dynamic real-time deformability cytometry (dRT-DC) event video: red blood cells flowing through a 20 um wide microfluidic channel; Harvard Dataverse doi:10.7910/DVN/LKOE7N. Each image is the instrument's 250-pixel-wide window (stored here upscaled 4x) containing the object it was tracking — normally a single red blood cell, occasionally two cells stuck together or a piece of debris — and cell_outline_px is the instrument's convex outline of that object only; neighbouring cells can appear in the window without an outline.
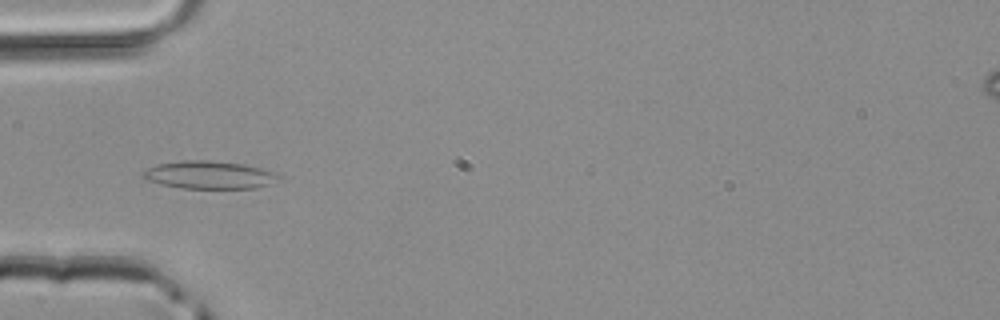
{"species": "common noctule bat (a hibernating species)", "species_latin": "Nyctalus noctula", "temperature_condition": "room temperature", "stored_images_in_passage": 35, "camera_frame_rate_fps": 3000, "um_per_image_px": 0.085, "animal": {"sex": "male", "body_mass_g": 20.4}, "frame": {"image": 1, "passage_image": 5, "time_ms": 1.333, "image_size_px": [1000, 320], "cell_outline_px": [[280, 176], [268, 184], [256, 188], [180, 188], [160, 184], [144, 180], [140, 176], [140, 172], [156, 164], [184, 160], [212, 160], [244, 164], [260, 168], [272, 172]], "centroid_in_image_um": [17.67, 14.86], "position_along_channel_um": 67.3, "area_um2": 22.02}}
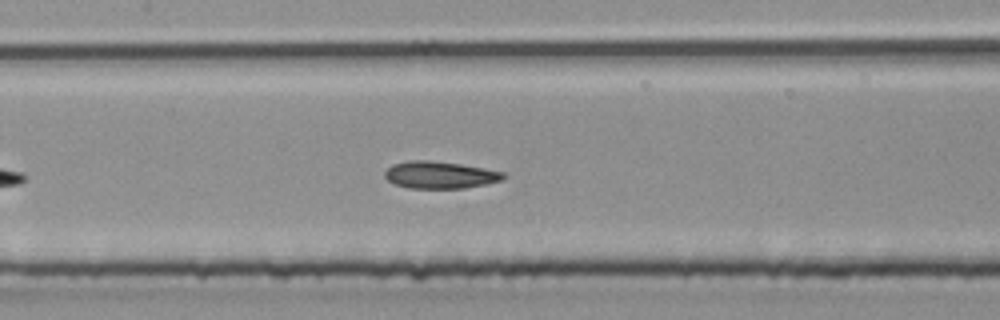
{"frame": {"image": 2, "passage_image": 12, "time_ms": 3.667, "image_size_px": [1000, 320], "cell_outline_px": [[504, 176], [500, 180], [484, 184], [464, 188], [408, 188], [396, 184], [388, 180], [384, 176], [384, 172], [392, 164], [408, 160], [428, 160], [460, 164], [484, 168], [504, 172]], "centroid_in_image_um": [37.34, 14.86], "position_along_channel_um": 170.1, "area_um2": 18.55}}
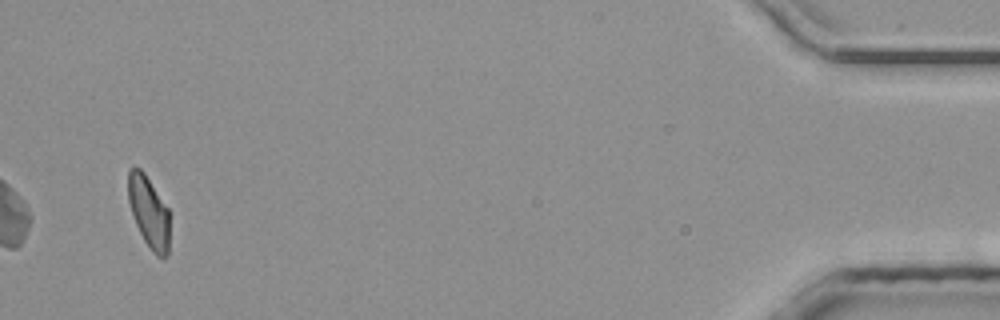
{"frame": {"image": 3, "passage_image": 35, "time_ms": 11.333, "image_size_px": [1000, 320], "cell_outline_px": [[168, 256], [164, 260], [156, 256], [152, 252], [144, 240], [136, 224], [128, 200], [128, 172], [132, 168], [140, 168], [144, 172], [168, 208]], "centroid_in_image_um": [12.65, 18.05], "position_along_channel_um": 422.5, "area_um2": 17.11}}